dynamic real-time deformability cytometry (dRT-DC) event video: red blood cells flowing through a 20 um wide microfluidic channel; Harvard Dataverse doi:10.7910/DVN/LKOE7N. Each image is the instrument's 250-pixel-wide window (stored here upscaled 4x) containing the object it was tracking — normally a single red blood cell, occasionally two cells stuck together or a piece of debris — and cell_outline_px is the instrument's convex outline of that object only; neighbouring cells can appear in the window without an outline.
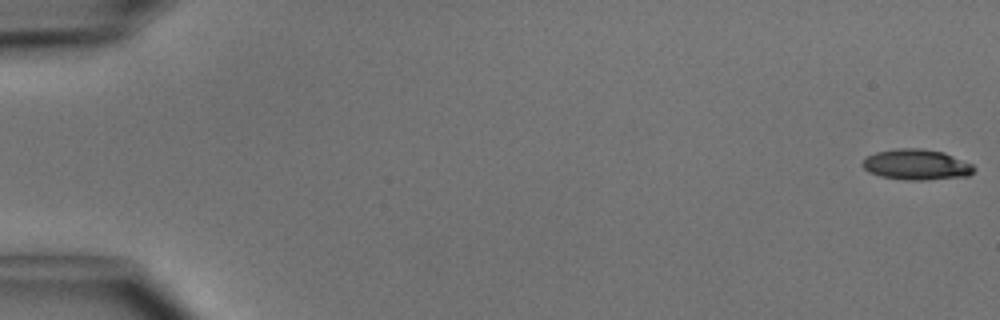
{"species": "common noctule bat (a hibernating species)", "species_latin": "Nyctalus noctula", "temperature_condition": "cold", "stored_images_in_passage": 13, "camera_frame_rate_fps": 3000, "um_per_image_px": 0.085, "animal": {"sex": "male", "body_mass_g": 15.6}, "frame": {"image": 1, "passage_image": 1, "time_ms": 0.0, "image_size_px": [1000, 320], "cell_outline_px": [[976, 168], [968, 176], [924, 180], [908, 180], [880, 176], [868, 172], [864, 168], [864, 160], [868, 156], [876, 152], [896, 148], [924, 148], [944, 152], [972, 164]], "centroid_in_image_um": [77.92, 13.98], "position_along_channel_um": 7.1, "area_um2": 19.83}}
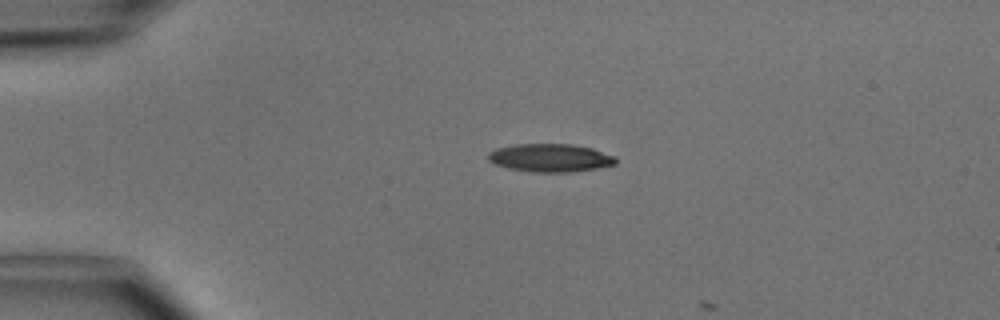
{"frame": {"image": 2, "passage_image": 12, "time_ms": 3.667, "image_size_px": [1000, 320], "cell_outline_px": [[616, 164], [596, 168], [568, 172], [536, 172], [508, 168], [496, 164], [488, 160], [488, 152], [496, 148], [516, 144], [572, 144], [592, 148], [616, 156]], "centroid_in_image_um": [46.77, 13.41], "position_along_channel_um": 38.2, "area_um2": 20.81}}